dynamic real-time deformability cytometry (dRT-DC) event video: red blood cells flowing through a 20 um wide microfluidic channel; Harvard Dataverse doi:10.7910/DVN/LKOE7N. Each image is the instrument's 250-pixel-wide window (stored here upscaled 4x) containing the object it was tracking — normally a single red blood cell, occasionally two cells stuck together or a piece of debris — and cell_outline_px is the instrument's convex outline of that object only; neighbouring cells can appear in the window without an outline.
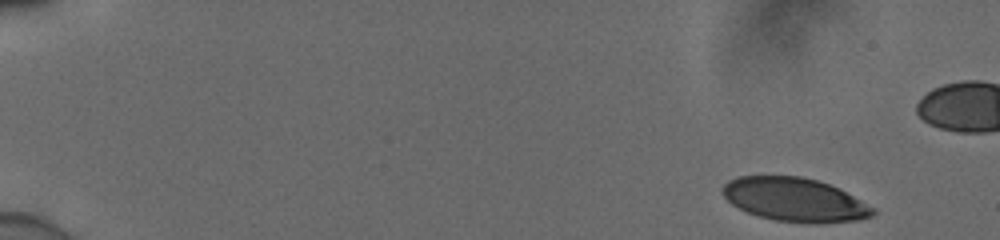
{"species": "human", "species_latin": "Homo sapiens", "temperature_condition": "cold", "stored_images_in_passage": 17, "camera_frame_rate_fps": 3000, "um_per_image_px": 0.085, "donor": {"sex": "male"}, "frame": {"image": 1, "passage_image": 1, "time_ms": 0.0, "image_size_px": [1000, 240], "cell_outline_px": [[876, 212], [872, 216], [856, 220], [816, 224], [776, 220], [760, 216], [748, 212], [732, 204], [724, 196], [724, 184], [728, 180], [736, 176], [800, 176], [816, 180], [828, 184], [876, 208]], "centroid_in_image_um": [67.56, 16.97], "position_along_channel_um": 17.4, "area_um2": 37.8}}
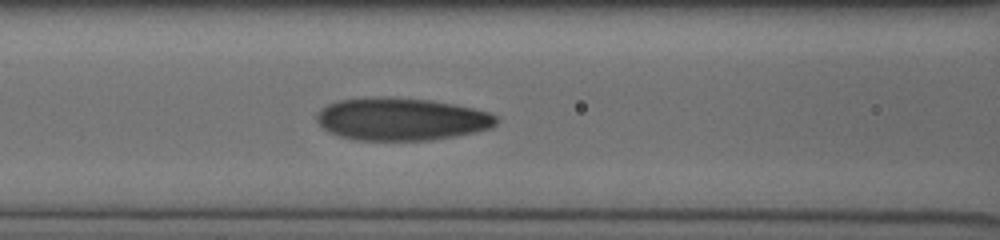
{"frame": {"image": 2, "passage_image": 10, "time_ms": 3.0, "image_size_px": [1000, 240], "cell_outline_px": [[496, 124], [488, 128], [456, 136], [432, 140], [352, 140], [328, 132], [316, 120], [316, 116], [328, 104], [340, 100], [428, 100], [452, 104], [472, 108], [488, 112], [496, 116]], "centroid_in_image_um": [34.13, 10.18], "position_along_channel_um": 132.5, "area_um2": 42.89}}
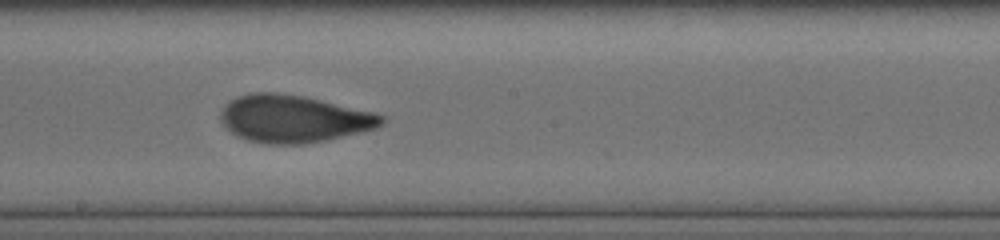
{"frame": {"image": 3, "passage_image": 16, "time_ms": 5.0, "image_size_px": [1000, 240], "cell_outline_px": [[384, 124], [376, 128], [328, 140], [304, 144], [268, 144], [248, 140], [232, 132], [220, 120], [220, 112], [224, 104], [228, 100], [236, 96], [248, 92], [276, 92], [304, 96], [372, 112], [384, 116]], "centroid_in_image_um": [24.92, 10.08], "position_along_channel_um": 223.3, "area_um2": 44.51}}